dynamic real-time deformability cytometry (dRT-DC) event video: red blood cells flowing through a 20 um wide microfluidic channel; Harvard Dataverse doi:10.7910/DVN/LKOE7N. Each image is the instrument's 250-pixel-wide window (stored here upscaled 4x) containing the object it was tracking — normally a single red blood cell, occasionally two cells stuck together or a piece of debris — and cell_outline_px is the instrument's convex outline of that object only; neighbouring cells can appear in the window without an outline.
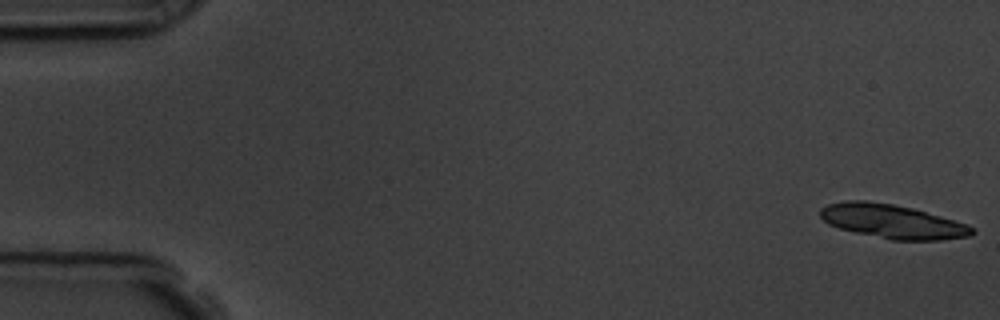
{"species": "common noctule bat (a hibernating species)", "species_latin": "Nyctalus noctula", "temperature_condition": "room temperature", "stored_images_in_passage": 57, "segment_of_instrument_passage": [1, 2], "camera_frame_rate_fps": 3000, "um_per_image_px": 0.085, "animal": {"sex": "male", "body_mass_g": 19.5, "forearm_length_mm": 54.6}, "frame": {"image": 1, "passage_image": 1, "time_ms": 0.0, "image_size_px": [1000, 320], "cell_outline_px": [[976, 232], [968, 236], [940, 240], [892, 240], [856, 232], [840, 228], [828, 224], [820, 216], [820, 208], [828, 204], [844, 200], [868, 200], [892, 204], [912, 208], [968, 224]], "centroid_in_image_um": [75.82, 18.81], "position_along_channel_um": 9.2, "area_um2": 29.88}}